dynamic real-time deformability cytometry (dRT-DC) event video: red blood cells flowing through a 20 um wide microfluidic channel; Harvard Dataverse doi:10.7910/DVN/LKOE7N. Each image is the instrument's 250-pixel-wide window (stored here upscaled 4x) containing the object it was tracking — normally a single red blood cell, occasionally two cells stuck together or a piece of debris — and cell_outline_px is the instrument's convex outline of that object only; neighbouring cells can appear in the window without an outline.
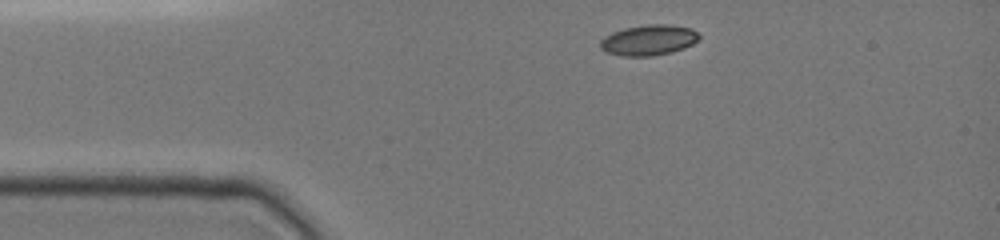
{"species": "common noctule bat (a hibernating species)", "species_latin": "Nyctalus noctula", "temperature_condition": "cold", "stored_images_in_passage": 3, "camera_frame_rate_fps": 3000, "um_per_image_px": 0.085, "animal": {"sex": "female", "body_mass_g": 19.0, "forearm_length_mm": 51.5}, "frame": {"image": 1, "passage_image": 1, "time_ms": 0.0, "image_size_px": [1000, 240], "cell_outline_px": [[700, 40], [684, 48], [672, 52], [652, 56], [620, 56], [608, 52], [600, 48], [600, 40], [604, 36], [612, 32], [624, 28], [648, 24], [668, 24], [692, 28], [700, 36]], "centroid_in_image_um": [55.14, 3.4], "position_along_channel_um": 29.9, "area_um2": 17.74}}